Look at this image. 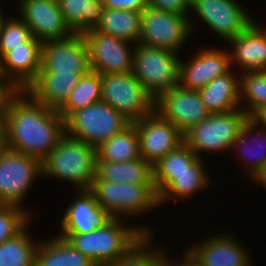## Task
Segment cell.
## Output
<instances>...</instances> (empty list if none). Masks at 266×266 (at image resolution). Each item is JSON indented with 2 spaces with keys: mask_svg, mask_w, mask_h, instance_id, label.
<instances>
[{
  "mask_svg": "<svg viewBox=\"0 0 266 266\" xmlns=\"http://www.w3.org/2000/svg\"><path fill=\"white\" fill-rule=\"evenodd\" d=\"M96 148L64 135L42 160V176L71 182L78 190H90L96 175Z\"/></svg>",
  "mask_w": 266,
  "mask_h": 266,
  "instance_id": "3957f363",
  "label": "cell"
},
{
  "mask_svg": "<svg viewBox=\"0 0 266 266\" xmlns=\"http://www.w3.org/2000/svg\"><path fill=\"white\" fill-rule=\"evenodd\" d=\"M179 56L166 49L135 45L132 73L154 100L179 84Z\"/></svg>",
  "mask_w": 266,
  "mask_h": 266,
  "instance_id": "8992f818",
  "label": "cell"
},
{
  "mask_svg": "<svg viewBox=\"0 0 266 266\" xmlns=\"http://www.w3.org/2000/svg\"><path fill=\"white\" fill-rule=\"evenodd\" d=\"M32 37L29 27L19 17L6 18L0 34V59L11 48L24 47V44Z\"/></svg>",
  "mask_w": 266,
  "mask_h": 266,
  "instance_id": "8d00e7d4",
  "label": "cell"
},
{
  "mask_svg": "<svg viewBox=\"0 0 266 266\" xmlns=\"http://www.w3.org/2000/svg\"><path fill=\"white\" fill-rule=\"evenodd\" d=\"M96 159L128 162L141 158L139 136L134 123L113 135L96 148Z\"/></svg>",
  "mask_w": 266,
  "mask_h": 266,
  "instance_id": "f546056e",
  "label": "cell"
},
{
  "mask_svg": "<svg viewBox=\"0 0 266 266\" xmlns=\"http://www.w3.org/2000/svg\"><path fill=\"white\" fill-rule=\"evenodd\" d=\"M78 198L72 201L60 222V234H87L103 228L114 217L104 210L90 190H78Z\"/></svg>",
  "mask_w": 266,
  "mask_h": 266,
  "instance_id": "d6986e66",
  "label": "cell"
},
{
  "mask_svg": "<svg viewBox=\"0 0 266 266\" xmlns=\"http://www.w3.org/2000/svg\"><path fill=\"white\" fill-rule=\"evenodd\" d=\"M204 159H198L188 171L173 175V180L158 194L159 205L176 198L179 200L189 198V196L200 191L207 190L209 179Z\"/></svg>",
  "mask_w": 266,
  "mask_h": 266,
  "instance_id": "4316f807",
  "label": "cell"
},
{
  "mask_svg": "<svg viewBox=\"0 0 266 266\" xmlns=\"http://www.w3.org/2000/svg\"><path fill=\"white\" fill-rule=\"evenodd\" d=\"M192 0H148V7L178 15H187L191 10Z\"/></svg>",
  "mask_w": 266,
  "mask_h": 266,
  "instance_id": "74e56055",
  "label": "cell"
},
{
  "mask_svg": "<svg viewBox=\"0 0 266 266\" xmlns=\"http://www.w3.org/2000/svg\"><path fill=\"white\" fill-rule=\"evenodd\" d=\"M18 91L1 73H0V113L6 111L10 98Z\"/></svg>",
  "mask_w": 266,
  "mask_h": 266,
  "instance_id": "ab89813d",
  "label": "cell"
},
{
  "mask_svg": "<svg viewBox=\"0 0 266 266\" xmlns=\"http://www.w3.org/2000/svg\"><path fill=\"white\" fill-rule=\"evenodd\" d=\"M153 241L151 235H145L125 256L121 257L112 266H169L173 258L167 256L166 249L164 251L158 246L155 248V245L152 244Z\"/></svg>",
  "mask_w": 266,
  "mask_h": 266,
  "instance_id": "836d02e7",
  "label": "cell"
},
{
  "mask_svg": "<svg viewBox=\"0 0 266 266\" xmlns=\"http://www.w3.org/2000/svg\"><path fill=\"white\" fill-rule=\"evenodd\" d=\"M141 23V12L105 7L95 29L136 45L140 40Z\"/></svg>",
  "mask_w": 266,
  "mask_h": 266,
  "instance_id": "83f0119b",
  "label": "cell"
},
{
  "mask_svg": "<svg viewBox=\"0 0 266 266\" xmlns=\"http://www.w3.org/2000/svg\"><path fill=\"white\" fill-rule=\"evenodd\" d=\"M42 42L33 36L24 47L11 48L0 59V73L18 90L36 79L41 67Z\"/></svg>",
  "mask_w": 266,
  "mask_h": 266,
  "instance_id": "ffe728a7",
  "label": "cell"
},
{
  "mask_svg": "<svg viewBox=\"0 0 266 266\" xmlns=\"http://www.w3.org/2000/svg\"><path fill=\"white\" fill-rule=\"evenodd\" d=\"M5 15H3V13L1 12V8H0V34H1V30H2V26L4 24V21L6 19V17H4Z\"/></svg>",
  "mask_w": 266,
  "mask_h": 266,
  "instance_id": "f6af8a7d",
  "label": "cell"
},
{
  "mask_svg": "<svg viewBox=\"0 0 266 266\" xmlns=\"http://www.w3.org/2000/svg\"><path fill=\"white\" fill-rule=\"evenodd\" d=\"M154 110L183 134L210 115L199 91L184 88L180 84L162 93L154 101Z\"/></svg>",
  "mask_w": 266,
  "mask_h": 266,
  "instance_id": "5bb4252c",
  "label": "cell"
},
{
  "mask_svg": "<svg viewBox=\"0 0 266 266\" xmlns=\"http://www.w3.org/2000/svg\"><path fill=\"white\" fill-rule=\"evenodd\" d=\"M35 266H96V264L66 239L56 235L49 240H40L36 250Z\"/></svg>",
  "mask_w": 266,
  "mask_h": 266,
  "instance_id": "484cf974",
  "label": "cell"
},
{
  "mask_svg": "<svg viewBox=\"0 0 266 266\" xmlns=\"http://www.w3.org/2000/svg\"><path fill=\"white\" fill-rule=\"evenodd\" d=\"M94 178L111 182L155 185L154 166L142 158L128 162L96 159V175Z\"/></svg>",
  "mask_w": 266,
  "mask_h": 266,
  "instance_id": "cb8c5ba5",
  "label": "cell"
},
{
  "mask_svg": "<svg viewBox=\"0 0 266 266\" xmlns=\"http://www.w3.org/2000/svg\"><path fill=\"white\" fill-rule=\"evenodd\" d=\"M139 43L148 47L162 48L175 53L188 42L196 25L195 19L146 7L142 12ZM193 19V20H192ZM194 22V23H193Z\"/></svg>",
  "mask_w": 266,
  "mask_h": 266,
  "instance_id": "ba28073f",
  "label": "cell"
},
{
  "mask_svg": "<svg viewBox=\"0 0 266 266\" xmlns=\"http://www.w3.org/2000/svg\"><path fill=\"white\" fill-rule=\"evenodd\" d=\"M133 123L139 136L141 158L153 166L184 142L183 133L155 110Z\"/></svg>",
  "mask_w": 266,
  "mask_h": 266,
  "instance_id": "9a60e30c",
  "label": "cell"
},
{
  "mask_svg": "<svg viewBox=\"0 0 266 266\" xmlns=\"http://www.w3.org/2000/svg\"><path fill=\"white\" fill-rule=\"evenodd\" d=\"M66 24L74 33L83 34L100 22L105 5L102 0H57Z\"/></svg>",
  "mask_w": 266,
  "mask_h": 266,
  "instance_id": "f1b7e54d",
  "label": "cell"
},
{
  "mask_svg": "<svg viewBox=\"0 0 266 266\" xmlns=\"http://www.w3.org/2000/svg\"><path fill=\"white\" fill-rule=\"evenodd\" d=\"M198 159L184 142L162 157L154 165V183L157 193L159 194L173 180V175L188 171V168Z\"/></svg>",
  "mask_w": 266,
  "mask_h": 266,
  "instance_id": "1f68e13d",
  "label": "cell"
},
{
  "mask_svg": "<svg viewBox=\"0 0 266 266\" xmlns=\"http://www.w3.org/2000/svg\"><path fill=\"white\" fill-rule=\"evenodd\" d=\"M42 177L37 157L0 148V204L21 206L33 180Z\"/></svg>",
  "mask_w": 266,
  "mask_h": 266,
  "instance_id": "30bf717a",
  "label": "cell"
},
{
  "mask_svg": "<svg viewBox=\"0 0 266 266\" xmlns=\"http://www.w3.org/2000/svg\"><path fill=\"white\" fill-rule=\"evenodd\" d=\"M240 105L249 116L255 109L266 104V71L245 72L240 75Z\"/></svg>",
  "mask_w": 266,
  "mask_h": 266,
  "instance_id": "e575fe53",
  "label": "cell"
},
{
  "mask_svg": "<svg viewBox=\"0 0 266 266\" xmlns=\"http://www.w3.org/2000/svg\"><path fill=\"white\" fill-rule=\"evenodd\" d=\"M29 211L31 209L0 204V244L14 237L32 220Z\"/></svg>",
  "mask_w": 266,
  "mask_h": 266,
  "instance_id": "d590c367",
  "label": "cell"
},
{
  "mask_svg": "<svg viewBox=\"0 0 266 266\" xmlns=\"http://www.w3.org/2000/svg\"><path fill=\"white\" fill-rule=\"evenodd\" d=\"M184 255L182 256L181 261L177 260H172V263L175 266H202L199 262H197L185 249L182 250Z\"/></svg>",
  "mask_w": 266,
  "mask_h": 266,
  "instance_id": "b9f144b4",
  "label": "cell"
},
{
  "mask_svg": "<svg viewBox=\"0 0 266 266\" xmlns=\"http://www.w3.org/2000/svg\"><path fill=\"white\" fill-rule=\"evenodd\" d=\"M207 48L198 50L189 62L180 61L179 84L182 87L199 90L232 69L229 50Z\"/></svg>",
  "mask_w": 266,
  "mask_h": 266,
  "instance_id": "e0dca14e",
  "label": "cell"
},
{
  "mask_svg": "<svg viewBox=\"0 0 266 266\" xmlns=\"http://www.w3.org/2000/svg\"><path fill=\"white\" fill-rule=\"evenodd\" d=\"M90 71L89 50L83 34L73 33L67 38L42 43L38 73L82 76Z\"/></svg>",
  "mask_w": 266,
  "mask_h": 266,
  "instance_id": "8fae6325",
  "label": "cell"
},
{
  "mask_svg": "<svg viewBox=\"0 0 266 266\" xmlns=\"http://www.w3.org/2000/svg\"><path fill=\"white\" fill-rule=\"evenodd\" d=\"M83 36L88 46L92 71L101 75L132 72L135 48V45L130 47L132 42L102 33L95 28L84 32Z\"/></svg>",
  "mask_w": 266,
  "mask_h": 266,
  "instance_id": "4fadbf2b",
  "label": "cell"
},
{
  "mask_svg": "<svg viewBox=\"0 0 266 266\" xmlns=\"http://www.w3.org/2000/svg\"><path fill=\"white\" fill-rule=\"evenodd\" d=\"M4 146V113H0V148Z\"/></svg>",
  "mask_w": 266,
  "mask_h": 266,
  "instance_id": "ee69618b",
  "label": "cell"
},
{
  "mask_svg": "<svg viewBox=\"0 0 266 266\" xmlns=\"http://www.w3.org/2000/svg\"><path fill=\"white\" fill-rule=\"evenodd\" d=\"M101 100L132 123L154 111V99L132 72L101 75Z\"/></svg>",
  "mask_w": 266,
  "mask_h": 266,
  "instance_id": "9c48e42d",
  "label": "cell"
},
{
  "mask_svg": "<svg viewBox=\"0 0 266 266\" xmlns=\"http://www.w3.org/2000/svg\"><path fill=\"white\" fill-rule=\"evenodd\" d=\"M65 135V120L26 90H18L4 112V147L43 160Z\"/></svg>",
  "mask_w": 266,
  "mask_h": 266,
  "instance_id": "6da1fadb",
  "label": "cell"
},
{
  "mask_svg": "<svg viewBox=\"0 0 266 266\" xmlns=\"http://www.w3.org/2000/svg\"><path fill=\"white\" fill-rule=\"evenodd\" d=\"M28 223L14 237L0 244V266H35L36 250L40 240L32 239Z\"/></svg>",
  "mask_w": 266,
  "mask_h": 266,
  "instance_id": "4dcf8cb0",
  "label": "cell"
},
{
  "mask_svg": "<svg viewBox=\"0 0 266 266\" xmlns=\"http://www.w3.org/2000/svg\"><path fill=\"white\" fill-rule=\"evenodd\" d=\"M19 15L34 38L42 43L74 32L66 24L57 0H19Z\"/></svg>",
  "mask_w": 266,
  "mask_h": 266,
  "instance_id": "2e32d148",
  "label": "cell"
},
{
  "mask_svg": "<svg viewBox=\"0 0 266 266\" xmlns=\"http://www.w3.org/2000/svg\"><path fill=\"white\" fill-rule=\"evenodd\" d=\"M105 7L142 12L148 7V0H102Z\"/></svg>",
  "mask_w": 266,
  "mask_h": 266,
  "instance_id": "f35d334b",
  "label": "cell"
},
{
  "mask_svg": "<svg viewBox=\"0 0 266 266\" xmlns=\"http://www.w3.org/2000/svg\"><path fill=\"white\" fill-rule=\"evenodd\" d=\"M198 91L210 114L241 109L240 77L237 73L234 74L232 69Z\"/></svg>",
  "mask_w": 266,
  "mask_h": 266,
  "instance_id": "7402d4cb",
  "label": "cell"
},
{
  "mask_svg": "<svg viewBox=\"0 0 266 266\" xmlns=\"http://www.w3.org/2000/svg\"><path fill=\"white\" fill-rule=\"evenodd\" d=\"M232 69L235 65L242 72L266 71V29L253 21L238 36L228 41Z\"/></svg>",
  "mask_w": 266,
  "mask_h": 266,
  "instance_id": "44dd1931",
  "label": "cell"
},
{
  "mask_svg": "<svg viewBox=\"0 0 266 266\" xmlns=\"http://www.w3.org/2000/svg\"><path fill=\"white\" fill-rule=\"evenodd\" d=\"M250 119L244 124L232 149L239 152L242 163H246V178L249 181L266 162V130L260 128ZM256 131V132H255ZM255 147V148H254ZM238 150V151H237ZM263 151V152H262ZM244 159V161L242 160Z\"/></svg>",
  "mask_w": 266,
  "mask_h": 266,
  "instance_id": "d4e9b609",
  "label": "cell"
},
{
  "mask_svg": "<svg viewBox=\"0 0 266 266\" xmlns=\"http://www.w3.org/2000/svg\"><path fill=\"white\" fill-rule=\"evenodd\" d=\"M191 10L211 32L227 42L254 21L247 9L235 0H192Z\"/></svg>",
  "mask_w": 266,
  "mask_h": 266,
  "instance_id": "7c38bea8",
  "label": "cell"
},
{
  "mask_svg": "<svg viewBox=\"0 0 266 266\" xmlns=\"http://www.w3.org/2000/svg\"><path fill=\"white\" fill-rule=\"evenodd\" d=\"M90 191L98 204L115 218L130 219L138 214H147L159 207V196L155 185H138L105 181L94 178Z\"/></svg>",
  "mask_w": 266,
  "mask_h": 266,
  "instance_id": "277c9868",
  "label": "cell"
},
{
  "mask_svg": "<svg viewBox=\"0 0 266 266\" xmlns=\"http://www.w3.org/2000/svg\"><path fill=\"white\" fill-rule=\"evenodd\" d=\"M124 218H113L103 228L87 234H57L66 239L75 249L89 257L96 266H112L125 256L145 235L153 231L144 224L124 225ZM129 226V227H128Z\"/></svg>",
  "mask_w": 266,
  "mask_h": 266,
  "instance_id": "7a4b0ae2",
  "label": "cell"
},
{
  "mask_svg": "<svg viewBox=\"0 0 266 266\" xmlns=\"http://www.w3.org/2000/svg\"><path fill=\"white\" fill-rule=\"evenodd\" d=\"M249 119L253 123H255L258 126V128H262V129L266 130V104L258 107L257 109H255L249 115Z\"/></svg>",
  "mask_w": 266,
  "mask_h": 266,
  "instance_id": "60d3db41",
  "label": "cell"
},
{
  "mask_svg": "<svg viewBox=\"0 0 266 266\" xmlns=\"http://www.w3.org/2000/svg\"><path fill=\"white\" fill-rule=\"evenodd\" d=\"M81 77L38 73L26 91L45 107L58 110L78 85Z\"/></svg>",
  "mask_w": 266,
  "mask_h": 266,
  "instance_id": "603a6c76",
  "label": "cell"
},
{
  "mask_svg": "<svg viewBox=\"0 0 266 266\" xmlns=\"http://www.w3.org/2000/svg\"><path fill=\"white\" fill-rule=\"evenodd\" d=\"M101 90V74L91 70L82 75L78 85L57 112L65 120L72 112L101 101Z\"/></svg>",
  "mask_w": 266,
  "mask_h": 266,
  "instance_id": "d6a6232c",
  "label": "cell"
},
{
  "mask_svg": "<svg viewBox=\"0 0 266 266\" xmlns=\"http://www.w3.org/2000/svg\"><path fill=\"white\" fill-rule=\"evenodd\" d=\"M226 234L210 235L186 251L202 266H250L248 249L238 243L233 234Z\"/></svg>",
  "mask_w": 266,
  "mask_h": 266,
  "instance_id": "ac0fdd59",
  "label": "cell"
},
{
  "mask_svg": "<svg viewBox=\"0 0 266 266\" xmlns=\"http://www.w3.org/2000/svg\"><path fill=\"white\" fill-rule=\"evenodd\" d=\"M253 181L258 183V185H262L261 187L266 188V162L264 165L259 169V171L254 175L252 178Z\"/></svg>",
  "mask_w": 266,
  "mask_h": 266,
  "instance_id": "7bdbcfd3",
  "label": "cell"
},
{
  "mask_svg": "<svg viewBox=\"0 0 266 266\" xmlns=\"http://www.w3.org/2000/svg\"><path fill=\"white\" fill-rule=\"evenodd\" d=\"M132 122L104 101L72 112L65 119V134L97 148Z\"/></svg>",
  "mask_w": 266,
  "mask_h": 266,
  "instance_id": "52a82bcc",
  "label": "cell"
},
{
  "mask_svg": "<svg viewBox=\"0 0 266 266\" xmlns=\"http://www.w3.org/2000/svg\"><path fill=\"white\" fill-rule=\"evenodd\" d=\"M248 119L249 116L242 109L211 113L204 121L183 134L184 143L200 159L203 158L204 151H233V143L238 139Z\"/></svg>",
  "mask_w": 266,
  "mask_h": 266,
  "instance_id": "5b68a950",
  "label": "cell"
}]
</instances>
